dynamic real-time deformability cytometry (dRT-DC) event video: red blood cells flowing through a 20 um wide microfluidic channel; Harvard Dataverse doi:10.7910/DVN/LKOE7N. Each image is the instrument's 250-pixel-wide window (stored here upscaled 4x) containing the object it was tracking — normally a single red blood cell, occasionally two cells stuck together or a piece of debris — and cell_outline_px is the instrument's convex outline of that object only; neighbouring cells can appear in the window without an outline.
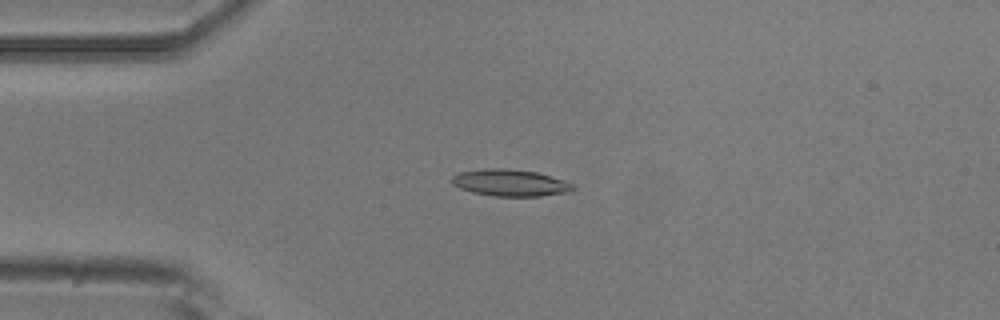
{"species": "common noctule bat (a hibernating species)", "species_latin": "Nyctalus noctula", "temperature_condition": "room temperature", "stored_images_in_passage": 6, "camera_frame_rate_fps": 3000, "um_per_image_px": 0.085, "animal": {"sex": "male", "body_mass_g": 20.5, "forearm_length_mm": 52.5}, "frame": {"image": 1, "passage_image": 4, "time_ms": 3.333, "image_size_px": [1000, 320], "cell_outline_px": [[576, 188], [572, 192], [540, 196], [492, 196], [472, 192], [460, 188], [452, 184], [452, 176], [460, 172], [484, 168], [508, 168], [536, 172], [564, 180], [576, 184]], "centroid_in_image_um": [43.41, 15.54], "position_along_channel_um": 41.6, "area_um2": 19.13}}
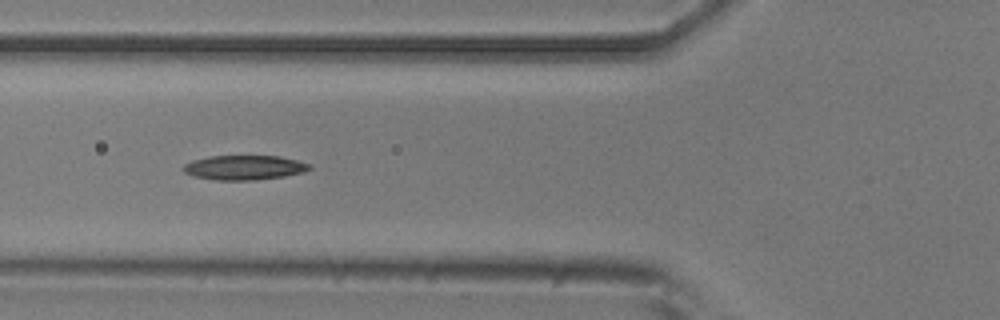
{"frame": {"image": 2, "passage_image": 6, "time_ms": 5.667, "image_size_px": [1000, 320], "cell_outline_px": [[312, 168], [304, 172], [284, 176], [256, 180], [216, 180], [192, 176], [184, 172], [180, 168], [184, 164], [192, 160], [208, 156], [280, 156], [312, 164]], "centroid_in_image_um": [20.74, 14.24], "position_along_channel_um": 105.1, "area_um2": 18.26}}